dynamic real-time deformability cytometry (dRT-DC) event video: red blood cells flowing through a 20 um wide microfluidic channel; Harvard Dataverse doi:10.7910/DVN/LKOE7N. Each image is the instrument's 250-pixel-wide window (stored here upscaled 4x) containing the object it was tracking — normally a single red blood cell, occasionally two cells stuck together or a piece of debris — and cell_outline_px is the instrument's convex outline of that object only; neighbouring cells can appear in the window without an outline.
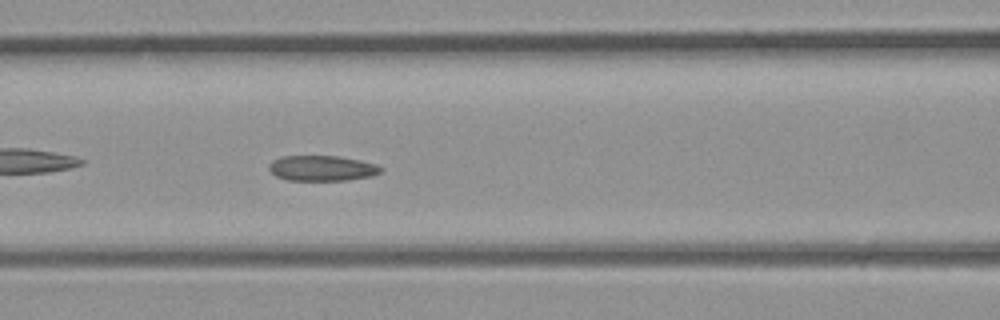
{"species": "common noctule bat (a hibernating species)", "species_latin": "Nyctalus noctula", "temperature_condition": "room temperature", "stored_images_in_passage": 4, "camera_frame_rate_fps": 3000, "um_per_image_px": 0.085, "animal": {"sex": "male", "body_mass_g": 23.1, "forearm_length_mm": 52.7}, "frame": {"image": 1, "passage_image": 4, "time_ms": 1.0, "image_size_px": [1000, 320], "cell_outline_px": [[384, 168], [380, 172], [372, 176], [344, 180], [288, 180], [276, 176], [268, 168], [268, 164], [272, 160], [280, 156], [340, 156], [360, 160], [376, 164]], "centroid_in_image_um": [27.36, 14.29], "position_along_channel_um": 139.2, "area_um2": 16.59}}